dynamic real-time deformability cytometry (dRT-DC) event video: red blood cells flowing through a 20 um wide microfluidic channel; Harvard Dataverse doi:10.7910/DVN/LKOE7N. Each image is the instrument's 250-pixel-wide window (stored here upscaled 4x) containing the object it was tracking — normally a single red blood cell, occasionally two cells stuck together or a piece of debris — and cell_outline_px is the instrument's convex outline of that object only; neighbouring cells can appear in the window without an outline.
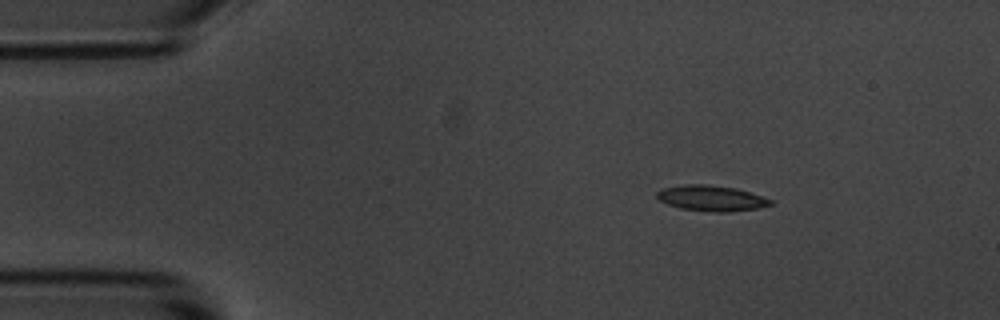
{"species": "common noctule bat (a hibernating species)", "species_latin": "Nyctalus noctula", "temperature_condition": "room temperature", "stored_images_in_passage": 3, "camera_frame_rate_fps": 3000, "um_per_image_px": 0.085, "animal": {"sex": "male", "body_mass_g": 20.1, "forearm_length_mm": 53.5}, "frame": {"image": 1, "passage_image": 1, "time_ms": 0.0, "image_size_px": [1000, 320], "cell_outline_px": [[772, 204], [756, 208], [728, 212], [712, 212], [680, 208], [668, 204], [660, 200], [656, 196], [656, 192], [660, 188], [684, 184], [708, 184], [736, 188], [752, 192], [772, 200]], "centroid_in_image_um": [60.44, 16.83], "position_along_channel_um": 24.6, "area_um2": 17.05}}